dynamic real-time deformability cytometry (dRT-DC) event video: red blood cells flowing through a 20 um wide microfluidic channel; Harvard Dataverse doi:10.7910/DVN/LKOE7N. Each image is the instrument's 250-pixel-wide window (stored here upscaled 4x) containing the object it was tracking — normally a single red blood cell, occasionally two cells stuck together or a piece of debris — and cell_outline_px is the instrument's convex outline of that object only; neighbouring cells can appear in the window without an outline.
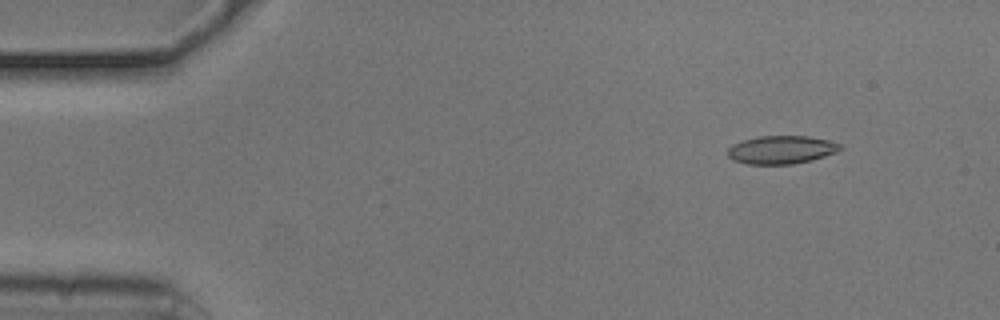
{"species": "common noctule bat (a hibernating species)", "species_latin": "Nyctalus noctula", "temperature_condition": "cold", "stored_images_in_passage": 54, "camera_frame_rate_fps": 3000, "um_per_image_px": 0.085, "animal": {"sex": "male", "body_mass_g": 20.5, "forearm_length_mm": 52.5}, "frame": {"image": 1, "passage_image": 6, "time_ms": 1.667, "image_size_px": [1000, 320], "cell_outline_px": [[840, 148], [836, 152], [812, 160], [792, 164], [748, 164], [732, 160], [728, 156], [728, 148], [732, 144], [756, 136], [808, 136], [828, 140], [840, 144]], "centroid_in_image_um": [66.38, 12.73], "position_along_channel_um": 18.6, "area_um2": 18.38}}
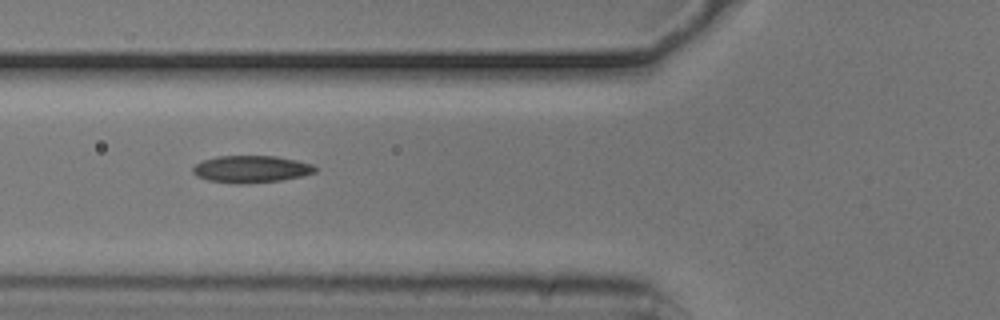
{"frame": {"image": 2, "passage_image": 20, "time_ms": 6.333, "image_size_px": [1000, 320], "cell_outline_px": [[316, 172], [300, 176], [280, 180], [240, 184], [208, 180], [196, 176], [192, 172], [192, 168], [196, 164], [204, 160], [216, 156], [276, 156], [296, 160], [312, 164], [316, 168]], "centroid_in_image_um": [21.32, 14.37], "position_along_channel_um": 104.5, "area_um2": 19.13}}
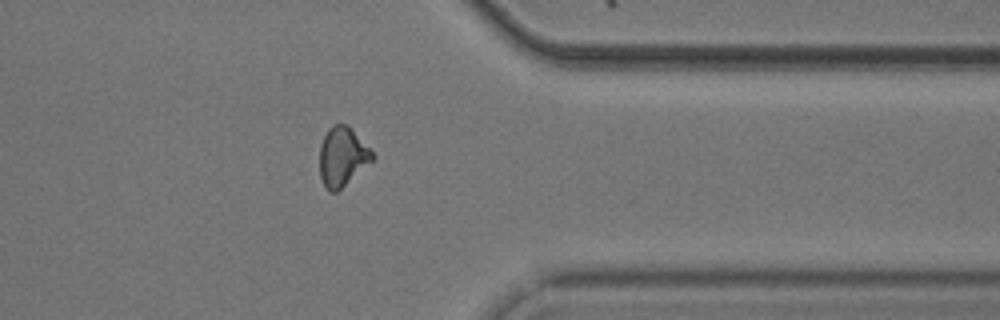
{"frame": {"image": 3, "passage_image": 43, "time_ms": 14.0, "image_size_px": [1000, 320], "cell_outline_px": [[376, 156], [372, 160], [336, 192], [328, 192], [324, 188], [320, 176], [320, 144], [328, 128], [332, 124], [348, 124], [352, 128]], "centroid_in_image_um": [29.07, 13.29], "position_along_channel_um": 382.3, "area_um2": 18.09}, "authors_computed_cell_mechanics": {"area_um2": 18.207, "velocity_mm_per_s": 3.7423, "shape_relaxation_time_tau1_ms": null, "shape_relaxation_time_tau2_ms": 6.9288, "deformation_change_tau1": null, "deformation_change_tau2": 0.144}}